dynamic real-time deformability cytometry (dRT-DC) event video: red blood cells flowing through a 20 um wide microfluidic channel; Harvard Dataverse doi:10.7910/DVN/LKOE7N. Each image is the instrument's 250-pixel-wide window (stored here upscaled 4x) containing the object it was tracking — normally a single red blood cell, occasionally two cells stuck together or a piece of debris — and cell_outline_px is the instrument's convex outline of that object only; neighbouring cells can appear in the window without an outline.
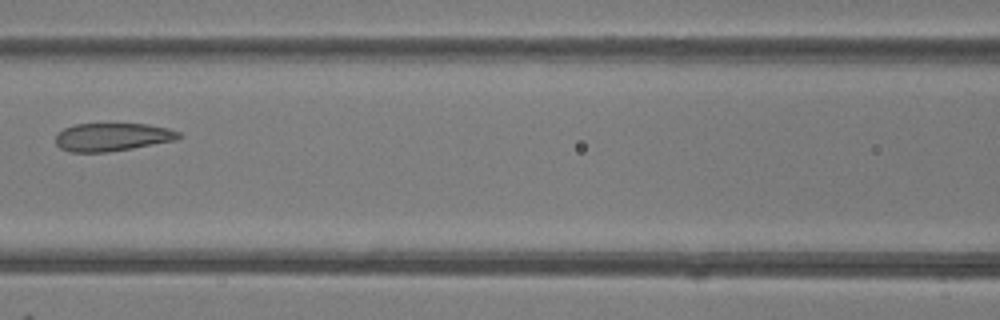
{"species": "common noctule bat (a hibernating species)", "species_latin": "Nyctalus noctula", "temperature_condition": "room temperature", "stored_images_in_passage": 7, "camera_frame_rate_fps": 3000, "um_per_image_px": 0.085, "animal": {"sex": "female"}, "frame": {"image": 1, "passage_image": 7, "time_ms": 7.0, "image_size_px": [1000, 320], "cell_outline_px": [[184, 136], [176, 140], [132, 148], [108, 152], [72, 152], [60, 148], [56, 144], [56, 136], [64, 128], [76, 124], [148, 124], [168, 128], [180, 132]], "centroid_in_image_um": [9.58, 11.65], "position_along_channel_um": 157.0, "area_um2": 20.11}}